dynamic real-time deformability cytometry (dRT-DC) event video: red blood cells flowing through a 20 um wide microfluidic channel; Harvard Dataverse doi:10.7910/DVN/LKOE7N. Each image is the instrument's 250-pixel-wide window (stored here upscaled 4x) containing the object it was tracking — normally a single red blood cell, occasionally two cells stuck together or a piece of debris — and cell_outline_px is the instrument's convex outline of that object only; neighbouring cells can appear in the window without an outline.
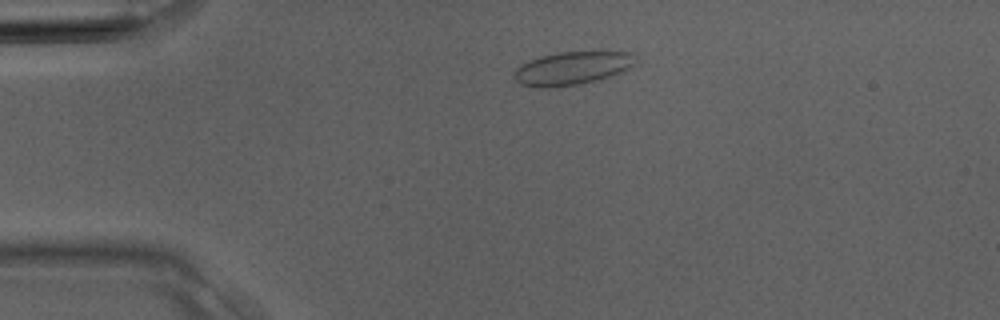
{"species": "Egyptian fruit bat (a non-hibernating species)", "species_latin": "Rousettus aegyptiacus", "temperature_condition": "room temperature", "stored_images_in_passage": 2, "camera_frame_rate_fps": 3000, "um_per_image_px": 0.085, "animal": {"sex": "male"}, "frame": {"image": 1, "passage_image": 1, "time_ms": 0.0, "image_size_px": [1000, 320], "cell_outline_px": [[632, 64], [628, 68], [620, 72], [596, 80], [580, 84], [536, 88], [520, 84], [512, 76], [512, 72], [520, 64], [528, 60], [540, 56], [560, 52], [632, 52]], "centroid_in_image_um": [48.5, 5.8], "position_along_channel_um": 36.5, "area_um2": 23.12}}